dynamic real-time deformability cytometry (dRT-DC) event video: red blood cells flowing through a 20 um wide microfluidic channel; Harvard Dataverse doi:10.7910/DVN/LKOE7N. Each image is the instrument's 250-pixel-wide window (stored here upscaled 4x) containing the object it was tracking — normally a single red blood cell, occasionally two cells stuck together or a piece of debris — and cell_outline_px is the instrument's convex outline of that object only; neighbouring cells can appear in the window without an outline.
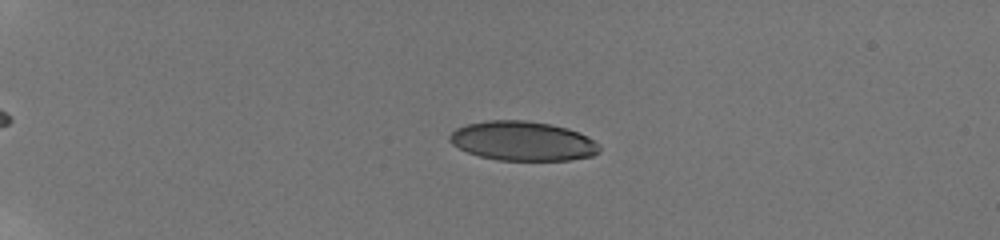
{"species": "human", "species_latin": "Homo sapiens", "temperature_condition": "room temperature", "stored_images_in_passage": 47, "camera_frame_rate_fps": 3000, "um_per_image_px": 0.085, "donor": {"sex": "male"}, "frame": {"image": 1, "passage_image": 14, "time_ms": 5.0, "image_size_px": [1000, 240], "cell_outline_px": [[600, 152], [592, 156], [572, 160], [500, 160], [480, 156], [468, 152], [452, 144], [448, 140], [448, 136], [456, 128], [468, 124], [488, 120], [528, 120], [552, 124], [568, 128], [588, 136], [600, 144]], "centroid_in_image_um": [44.47, 11.98], "position_along_channel_um": 40.5, "area_um2": 34.56}}
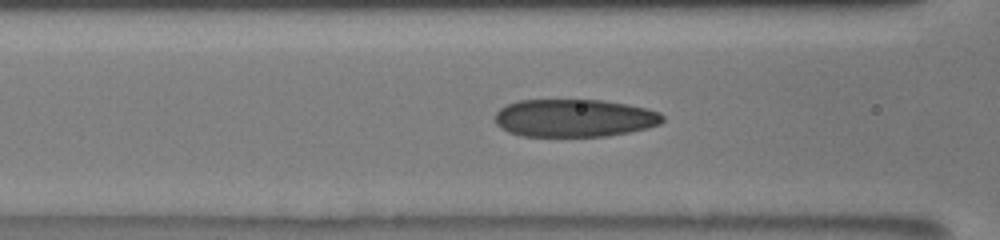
{"frame": {"image": 2, "passage_image": 23, "time_ms": 9.0, "image_size_px": [1000, 240], "cell_outline_px": [[664, 120], [660, 124], [648, 128], [608, 136], [524, 136], [508, 132], [500, 128], [496, 124], [496, 112], [500, 108], [508, 104], [520, 100], [604, 100], [628, 104], [648, 108], [660, 112], [664, 116]], "centroid_in_image_um": [48.85, 10.03], "position_along_channel_um": 117.7, "area_um2": 37.11}}
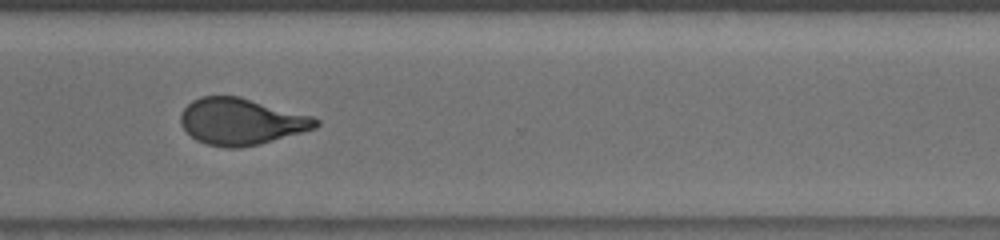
{"frame": {"image": 3, "passage_image": 39, "time_ms": 15.0, "image_size_px": [1000, 240], "cell_outline_px": [[320, 124], [316, 128], [260, 144], [240, 148], [224, 148], [208, 144], [196, 140], [180, 124], [180, 116], [184, 108], [192, 100], [200, 96], [240, 96], [312, 116], [320, 120]], "centroid_in_image_um": [20.5, 10.33], "position_along_channel_um": 350.1, "area_um2": 36.7}, "authors_computed_cell_mechanics": {"area_um2": 36.1828, "velocity_mm_per_s": 3.879, "shape_relaxation_time_tau1_ms": 5.1579, "shape_relaxation_time_tau2_ms": 0.9725, "deformation_change_tau1": 0.173, "deformation_change_tau2": 0.0855}}